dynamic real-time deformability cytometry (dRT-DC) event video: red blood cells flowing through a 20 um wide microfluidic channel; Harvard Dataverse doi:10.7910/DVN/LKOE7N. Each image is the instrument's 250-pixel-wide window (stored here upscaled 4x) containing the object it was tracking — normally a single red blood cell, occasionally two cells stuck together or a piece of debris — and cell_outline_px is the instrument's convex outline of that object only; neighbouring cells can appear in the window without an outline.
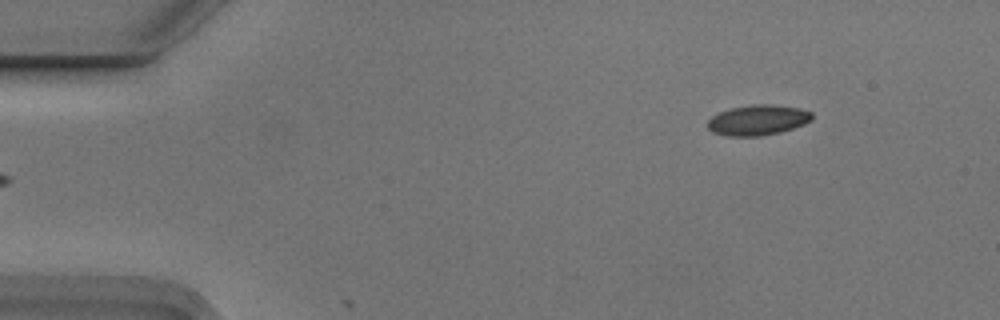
{"species": "Egyptian fruit bat (a non-hibernating species)", "species_latin": "Rousettus aegyptiacus", "temperature_condition": "cold", "stored_images_in_passage": 5, "camera_frame_rate_fps": 3000, "um_per_image_px": 0.085, "animal": {"sex": "male"}, "frame": {"image": 1, "passage_image": 5, "time_ms": 1.333, "image_size_px": [1000, 320], "cell_outline_px": [[812, 120], [804, 124], [780, 132], [760, 136], [728, 136], [712, 132], [708, 128], [708, 120], [712, 116], [720, 112], [732, 108], [752, 104], [768, 104], [800, 108], [812, 112]], "centroid_in_image_um": [64.42, 10.2], "position_along_channel_um": 20.6, "area_um2": 18.38}}